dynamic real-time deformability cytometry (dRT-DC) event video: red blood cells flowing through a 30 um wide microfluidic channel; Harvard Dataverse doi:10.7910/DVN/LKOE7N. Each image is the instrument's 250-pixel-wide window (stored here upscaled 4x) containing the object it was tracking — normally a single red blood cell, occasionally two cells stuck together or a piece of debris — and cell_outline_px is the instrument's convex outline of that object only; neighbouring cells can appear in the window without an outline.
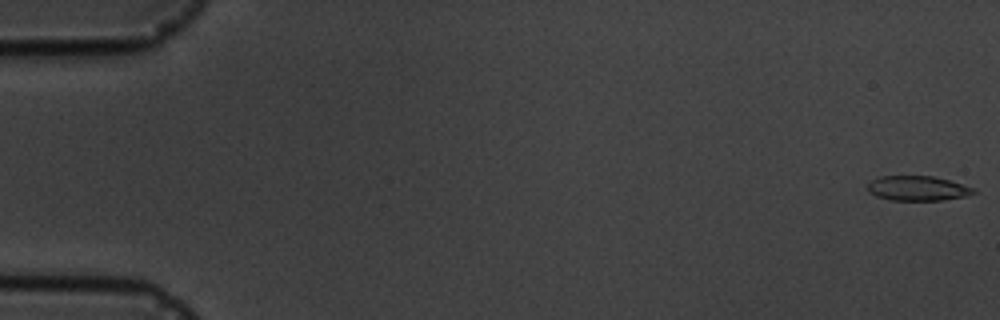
{"species": "common noctule bat (a hibernating species)", "species_latin": "Nyctalus noctula", "temperature_condition": "cold", "stored_images_in_passage": 17, "camera_frame_rate_fps": 3000, "um_per_image_px": 0.085, "animal": {"sex": "male", "body_mass_g": 19.5, "forearm_length_mm": 54.6}, "frame": {"image": 1, "passage_image": 1, "time_ms": 0.0, "image_size_px": [1000, 320], "cell_outline_px": [[980, 192], [964, 196], [940, 200], [892, 200], [876, 196], [868, 192], [868, 184], [872, 180], [880, 176], [932, 176], [948, 180], [976, 188]], "centroid_in_image_um": [78.02, 16.0], "position_along_channel_um": 7.0, "area_um2": 15.26}}
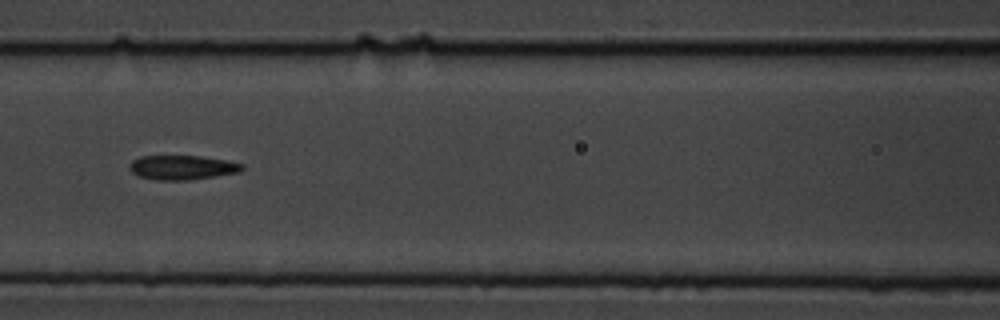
{"frame": {"image": 2, "passage_image": 8, "time_ms": 8.0, "image_size_px": [1000, 320], "cell_outline_px": [[244, 168], [240, 172], [216, 176], [188, 180], [156, 180], [140, 176], [132, 172], [128, 168], [128, 164], [132, 160], [140, 156], [200, 156], [224, 160], [244, 164]], "centroid_in_image_um": [15.47, 14.23], "position_along_channel_um": 151.1, "area_um2": 16.01}}
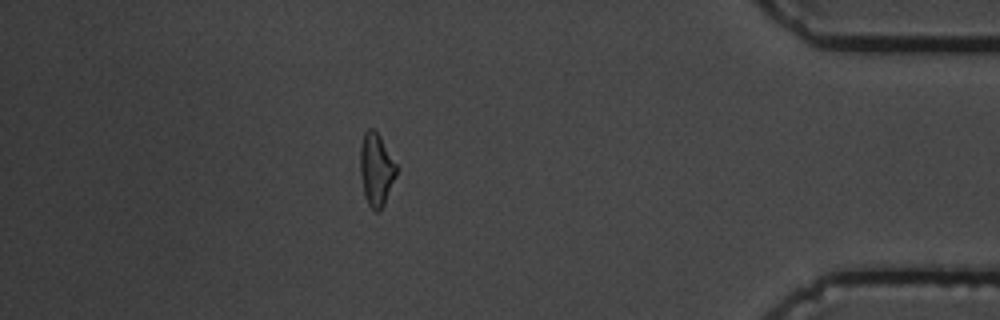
{"frame": {"image": 3, "passage_image": 15, "time_ms": 16.0, "image_size_px": [1000, 320], "cell_outline_px": [[396, 176], [384, 204], [380, 212], [376, 212], [368, 204], [364, 196], [360, 176], [360, 148], [364, 132], [368, 128], [372, 128], [380, 136], [396, 164]], "centroid_in_image_um": [31.96, 14.42], "position_along_channel_um": 403.2, "area_um2": 15.32}, "authors_computed_cell_mechanics": {"area_um2": 16.0106, "velocity_mm_per_s": 3.6624, "shape_relaxation_time_tau1_ms": 3.928, "shape_relaxation_time_tau2_ms": 3.0731, "deformation_change_tau1": 0.1065, "deformation_change_tau2": 0.0882}}